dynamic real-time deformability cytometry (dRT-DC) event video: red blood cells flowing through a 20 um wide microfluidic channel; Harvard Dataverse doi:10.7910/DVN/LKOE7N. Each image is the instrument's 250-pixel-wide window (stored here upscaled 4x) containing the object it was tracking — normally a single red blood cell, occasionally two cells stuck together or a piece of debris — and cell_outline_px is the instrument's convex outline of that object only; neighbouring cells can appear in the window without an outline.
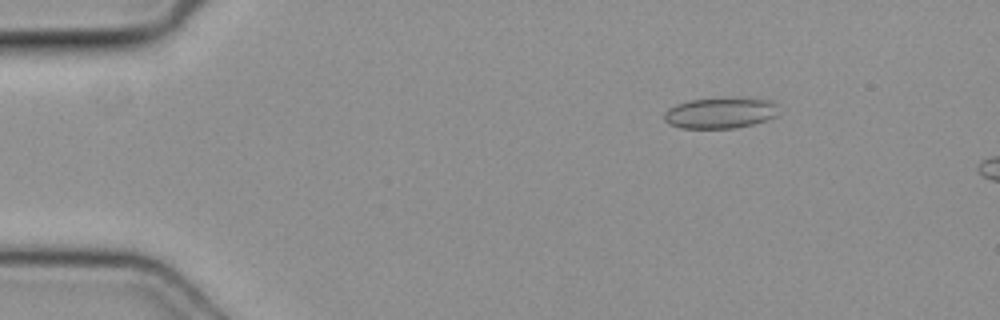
{"species": "common noctule bat (a hibernating species)", "species_latin": "Nyctalus noctula", "temperature_condition": "cold", "stored_images_in_passage": 7, "camera_frame_rate_fps": 3000, "um_per_image_px": 0.085, "animal": {"sex": "female", "body_mass_g": 19.3, "forearm_length_mm": 54.1}, "frame": {"image": 1, "passage_image": 2, "time_ms": 0.333, "image_size_px": [1000, 320], "cell_outline_px": [[776, 116], [752, 124], [732, 128], [680, 128], [668, 124], [664, 120], [664, 112], [668, 108], [676, 104], [688, 100], [720, 96], [740, 96], [772, 100], [776, 104]], "centroid_in_image_um": [61.19, 9.55], "position_along_channel_um": 23.8, "area_um2": 21.27}}